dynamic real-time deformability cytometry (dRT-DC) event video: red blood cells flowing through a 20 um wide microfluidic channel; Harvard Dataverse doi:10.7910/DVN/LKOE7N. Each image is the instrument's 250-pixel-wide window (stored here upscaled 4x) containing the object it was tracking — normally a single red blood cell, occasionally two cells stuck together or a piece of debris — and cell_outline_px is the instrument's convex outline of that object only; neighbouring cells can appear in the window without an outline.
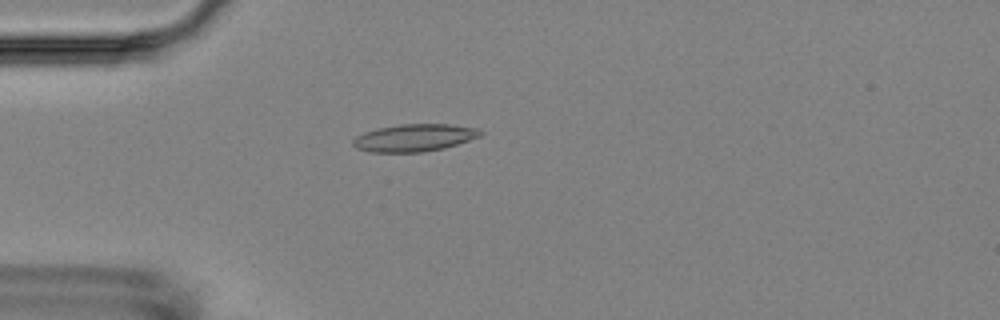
{"species": "Egyptian fruit bat (a non-hibernating species)", "species_latin": "Rousettus aegyptiacus", "temperature_condition": "room temperature", "stored_images_in_passage": 3, "camera_frame_rate_fps": 3000, "um_per_image_px": 0.085, "animal": {"sex": "female"}, "frame": {"image": 1, "passage_image": 3, "time_ms": 3.667, "image_size_px": [1000, 320], "cell_outline_px": [[484, 132], [480, 136], [444, 148], [424, 152], [368, 152], [356, 148], [352, 144], [352, 140], [356, 136], [364, 132], [376, 128], [400, 124], [452, 124], [480, 128]], "centroid_in_image_um": [35.21, 11.7], "position_along_channel_um": 49.8, "area_um2": 20.52}}